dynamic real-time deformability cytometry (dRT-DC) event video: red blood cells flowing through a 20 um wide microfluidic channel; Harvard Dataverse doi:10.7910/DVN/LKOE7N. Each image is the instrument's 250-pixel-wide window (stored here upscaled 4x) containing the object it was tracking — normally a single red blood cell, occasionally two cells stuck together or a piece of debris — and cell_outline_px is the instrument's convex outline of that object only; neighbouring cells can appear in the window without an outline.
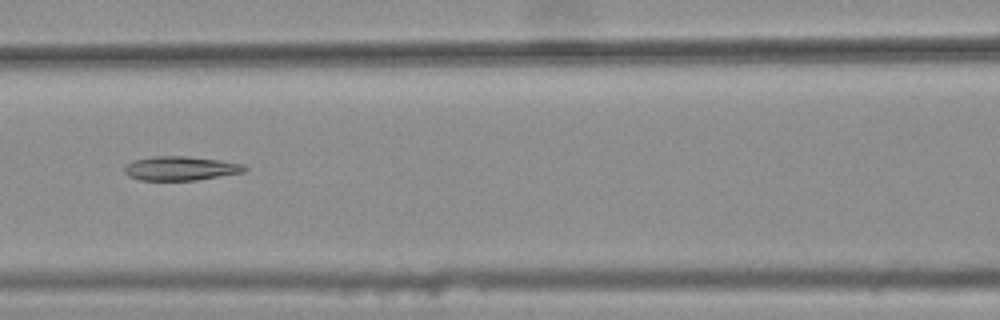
{"species": "common noctule bat (a hibernating species)", "species_latin": "Nyctalus noctula", "temperature_condition": "warm", "stored_images_in_passage": 5, "camera_frame_rate_fps": 3000, "um_per_image_px": 0.085, "animal": {"sex": "female", "body_mass_g": 25.1}, "frame": {"image": 1, "passage_image": 3, "time_ms": 0.667, "image_size_px": [1000, 320], "cell_outline_px": [[248, 168], [244, 172], [196, 180], [140, 180], [128, 176], [124, 172], [124, 168], [132, 160], [152, 156], [188, 156], [220, 160], [244, 164]], "centroid_in_image_um": [15.35, 14.3], "position_along_channel_um": 151.3, "area_um2": 16.94}}
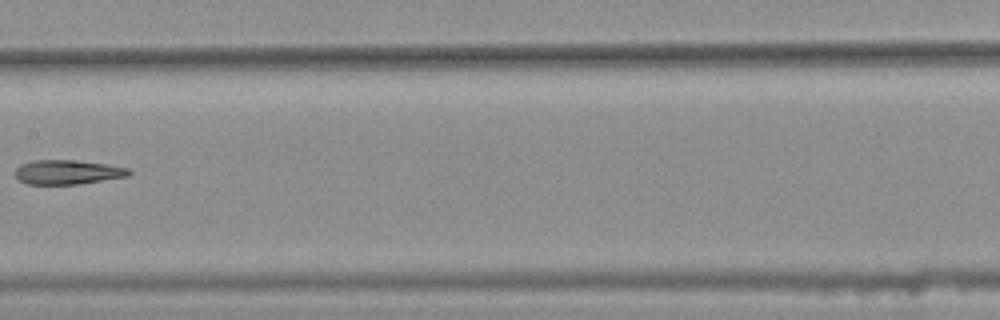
{"frame": {"image": 2, "passage_image": 4, "time_ms": 1.0, "image_size_px": [1000, 320], "cell_outline_px": [[132, 172], [128, 176], [80, 184], [28, 184], [20, 180], [12, 172], [20, 164], [32, 160], [72, 160], [104, 164], [128, 168]], "centroid_in_image_um": [5.7, 14.63], "position_along_channel_um": 201.7, "area_um2": 16.13}}
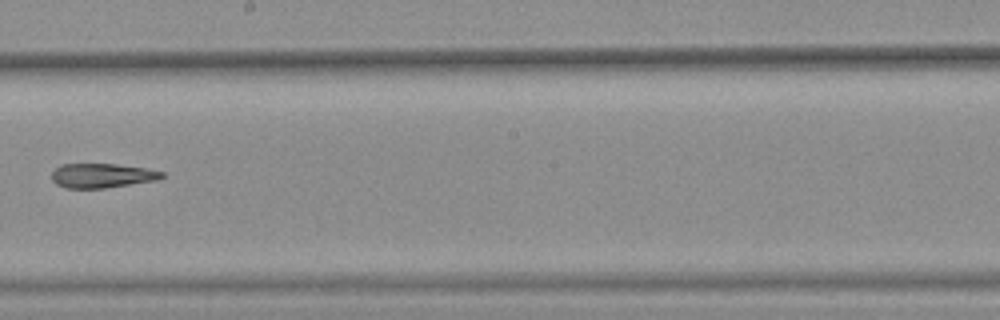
{"frame": {"image": 3, "passage_image": 5, "time_ms": 1.333, "image_size_px": [1000, 320], "cell_outline_px": [[164, 176], [156, 180], [104, 188], [64, 188], [56, 184], [52, 180], [52, 172], [60, 164], [116, 164], [144, 168], [164, 172]], "centroid_in_image_um": [8.63, 14.92], "position_along_channel_um": 239.6, "area_um2": 15.55}}